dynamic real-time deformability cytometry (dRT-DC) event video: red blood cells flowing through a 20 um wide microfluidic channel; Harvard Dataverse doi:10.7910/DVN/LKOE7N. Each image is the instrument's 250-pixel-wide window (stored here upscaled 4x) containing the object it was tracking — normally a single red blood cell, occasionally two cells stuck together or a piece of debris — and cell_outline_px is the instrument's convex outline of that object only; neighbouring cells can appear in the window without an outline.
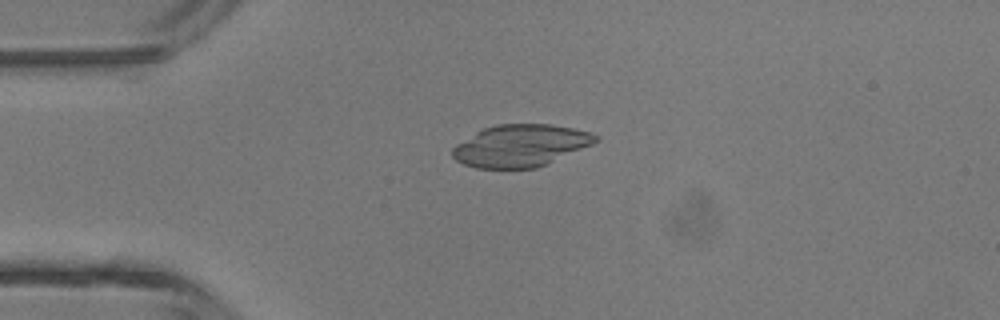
{"species": "common noctule bat (a hibernating species)", "species_latin": "Nyctalus noctula", "temperature_condition": "room temperature", "stored_images_in_passage": 4, "camera_frame_rate_fps": 3000, "um_per_image_px": 0.085, "animal": {"sex": "male", "body_mass_g": 13.3}, "frame": {"image": 1, "passage_image": 3, "time_ms": 0.667, "image_size_px": [1000, 320], "cell_outline_px": [[600, 140], [592, 144], [548, 164], [536, 168], [476, 168], [464, 164], [456, 160], [452, 156], [452, 148], [456, 144], [476, 132], [484, 128], [496, 124], [548, 124], [572, 128], [588, 132], [600, 136]], "centroid_in_image_um": [44.25, 12.38], "position_along_channel_um": 40.8, "area_um2": 35.03}}